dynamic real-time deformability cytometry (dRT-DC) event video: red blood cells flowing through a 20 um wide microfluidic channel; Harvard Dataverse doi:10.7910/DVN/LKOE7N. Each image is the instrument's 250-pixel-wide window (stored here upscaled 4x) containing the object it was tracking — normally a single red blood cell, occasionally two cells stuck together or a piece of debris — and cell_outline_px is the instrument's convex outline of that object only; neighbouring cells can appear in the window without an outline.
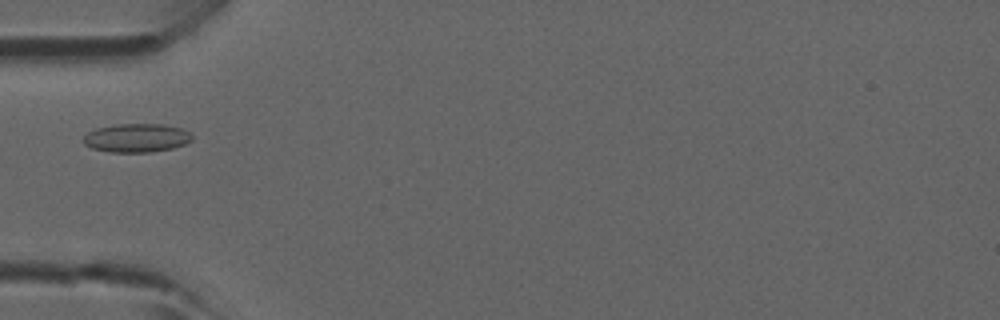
{"species": "common noctule bat (a hibernating species)", "species_latin": "Nyctalus noctula", "temperature_condition": "room temperature", "stored_images_in_passage": 4, "camera_frame_rate_fps": 3000, "um_per_image_px": 0.085, "animal": {"sex": "male", "forearm_length_mm": 52.5}, "frame": {"image": 1, "passage_image": 2, "time_ms": 0.333, "image_size_px": [1000, 320], "cell_outline_px": [[192, 140], [184, 144], [172, 148], [148, 152], [112, 152], [92, 148], [84, 144], [84, 136], [88, 132], [96, 128], [116, 124], [164, 124], [184, 128], [192, 136]], "centroid_in_image_um": [11.62, 11.71], "position_along_channel_um": 73.4, "area_um2": 18.09}}
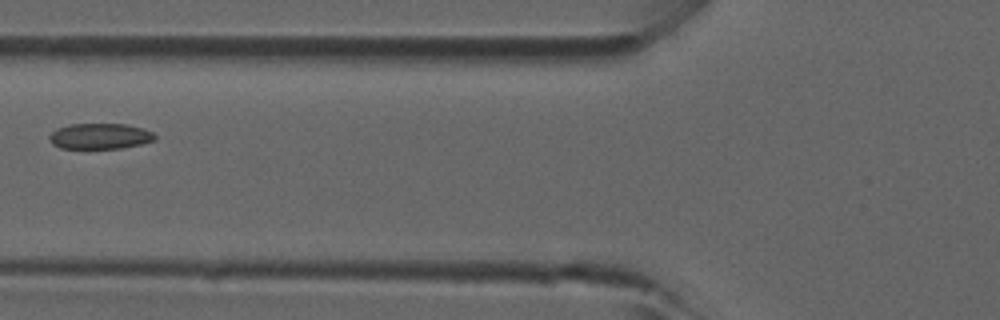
{"frame": {"image": 2, "passage_image": 3, "time_ms": 0.667, "image_size_px": [1000, 320], "cell_outline_px": [[156, 140], [140, 144], [120, 148], [60, 148], [52, 144], [48, 136], [56, 128], [72, 124], [124, 124], [144, 128], [152, 132], [156, 136]], "centroid_in_image_um": [8.49, 11.57], "position_along_channel_um": 117.3, "area_um2": 15.78}}
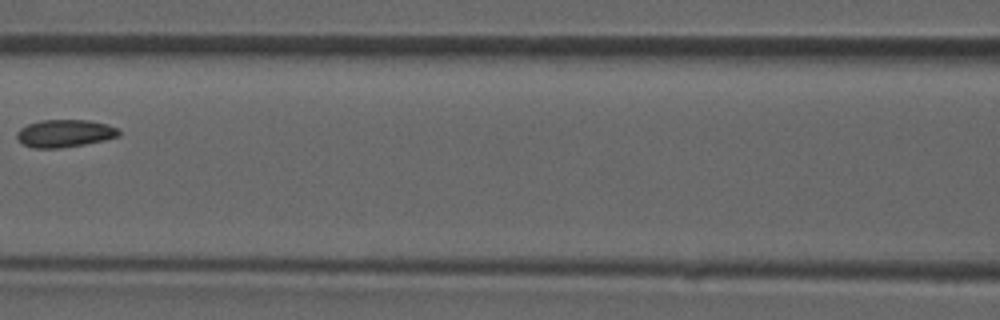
{"frame": {"image": 3, "passage_image": 4, "time_ms": 1.0, "image_size_px": [1000, 320], "cell_outline_px": [[120, 136], [104, 140], [84, 144], [60, 148], [32, 148], [24, 144], [16, 136], [16, 132], [20, 128], [28, 124], [40, 120], [88, 120], [108, 124], [116, 128], [120, 132]], "centroid_in_image_um": [5.5, 11.33], "position_along_channel_um": 161.1, "area_um2": 16.36}}